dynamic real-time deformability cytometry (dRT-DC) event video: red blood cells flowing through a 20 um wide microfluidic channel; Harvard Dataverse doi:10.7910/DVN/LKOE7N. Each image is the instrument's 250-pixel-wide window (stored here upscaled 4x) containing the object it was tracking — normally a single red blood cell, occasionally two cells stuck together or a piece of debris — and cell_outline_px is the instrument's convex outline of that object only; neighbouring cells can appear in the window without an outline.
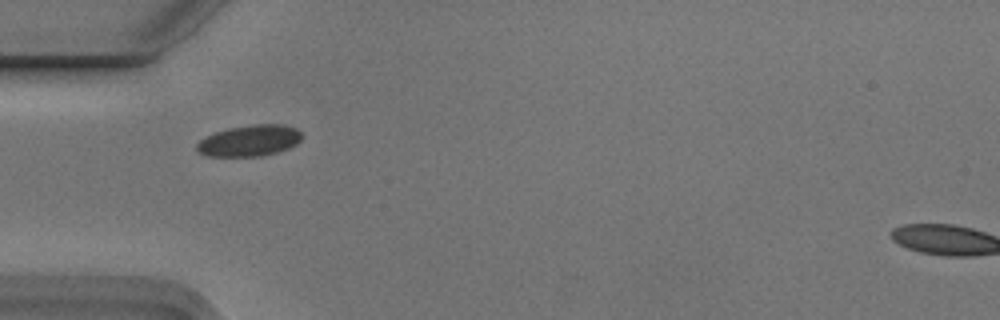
{"species": "Egyptian fruit bat (a non-hibernating species)", "species_latin": "Rousettus aegyptiacus", "temperature_condition": "cold", "stored_images_in_passage": 5, "camera_frame_rate_fps": 3000, "um_per_image_px": 0.085, "animal": {"sex": "male"}, "frame": {"image": 1, "passage_image": 1, "time_ms": 0.0, "image_size_px": [1000, 320], "cell_outline_px": [[300, 140], [296, 144], [288, 148], [276, 152], [260, 156], [208, 156], [196, 152], [196, 144], [200, 140], [216, 132], [228, 128], [252, 124], [280, 124], [296, 128], [300, 132]], "centroid_in_image_um": [21.18, 11.95], "position_along_channel_um": 63.8, "area_um2": 18.96}}
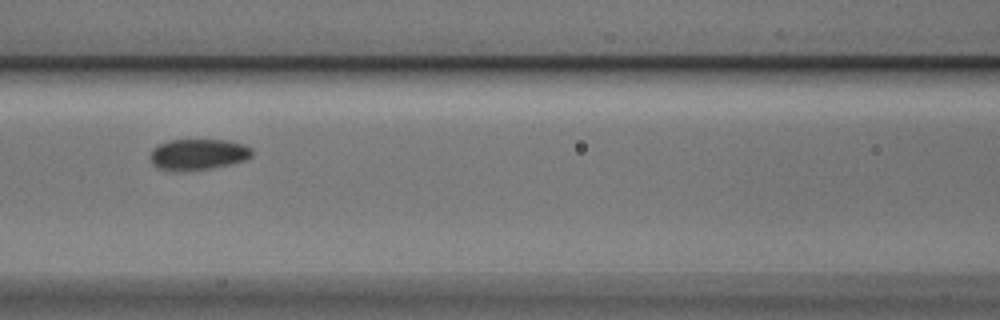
{"frame": {"image": 2, "passage_image": 3, "time_ms": 0.667, "image_size_px": [1000, 320], "cell_outline_px": [[252, 156], [244, 160], [228, 164], [208, 168], [180, 172], [160, 168], [152, 164], [152, 148], [168, 140], [228, 140], [244, 144], [252, 148]], "centroid_in_image_um": [16.85, 13.11], "position_along_channel_um": 149.7, "area_um2": 18.21}}
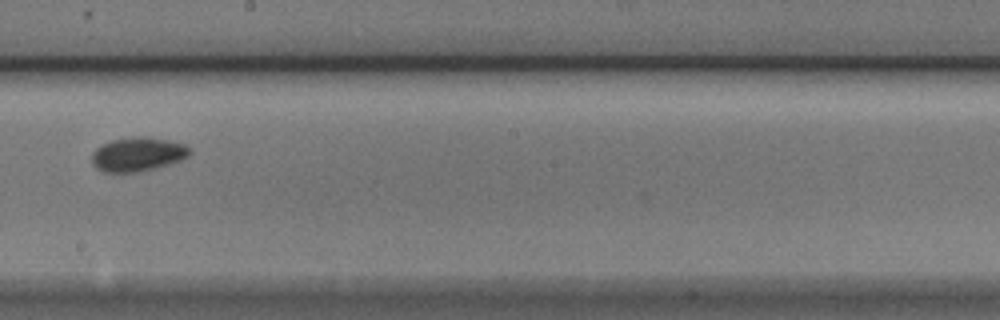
{"frame": {"image": 3, "passage_image": 5, "time_ms": 1.333, "image_size_px": [1000, 320], "cell_outline_px": [[192, 152], [188, 156], [180, 160], [156, 168], [136, 172], [104, 172], [96, 168], [92, 164], [92, 152], [96, 148], [112, 140], [136, 136], [144, 136], [168, 140], [184, 144], [192, 148]], "centroid_in_image_um": [11.72, 13.11], "position_along_channel_um": 236.5, "area_um2": 19.42}}